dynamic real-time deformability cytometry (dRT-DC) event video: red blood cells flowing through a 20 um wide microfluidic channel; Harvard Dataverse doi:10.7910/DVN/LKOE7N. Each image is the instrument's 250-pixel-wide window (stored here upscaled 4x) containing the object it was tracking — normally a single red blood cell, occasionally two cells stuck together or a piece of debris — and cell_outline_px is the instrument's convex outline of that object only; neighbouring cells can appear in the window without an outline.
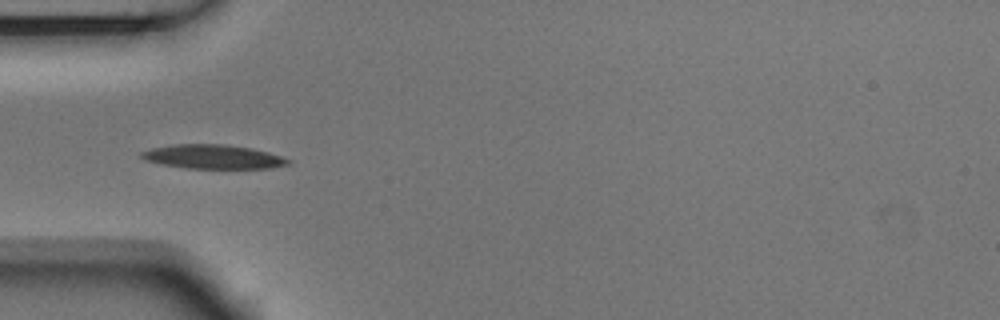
{"species": "Egyptian fruit bat (a non-hibernating species)", "species_latin": "Rousettus aegyptiacus", "temperature_condition": "room temperature", "stored_images_in_passage": 5, "camera_frame_rate_fps": 3000, "um_per_image_px": 0.085, "animal": {"sex": "male"}, "frame": {"image": 1, "passage_image": 5, "time_ms": 1.333, "image_size_px": [1000, 320], "cell_outline_px": [[292, 160], [288, 164], [272, 168], [184, 168], [160, 164], [144, 160], [140, 156], [140, 152], [152, 148], [172, 144], [224, 144], [252, 148], [268, 152]], "centroid_in_image_um": [18.07, 13.32], "position_along_channel_um": 66.9, "area_um2": 20.63}}